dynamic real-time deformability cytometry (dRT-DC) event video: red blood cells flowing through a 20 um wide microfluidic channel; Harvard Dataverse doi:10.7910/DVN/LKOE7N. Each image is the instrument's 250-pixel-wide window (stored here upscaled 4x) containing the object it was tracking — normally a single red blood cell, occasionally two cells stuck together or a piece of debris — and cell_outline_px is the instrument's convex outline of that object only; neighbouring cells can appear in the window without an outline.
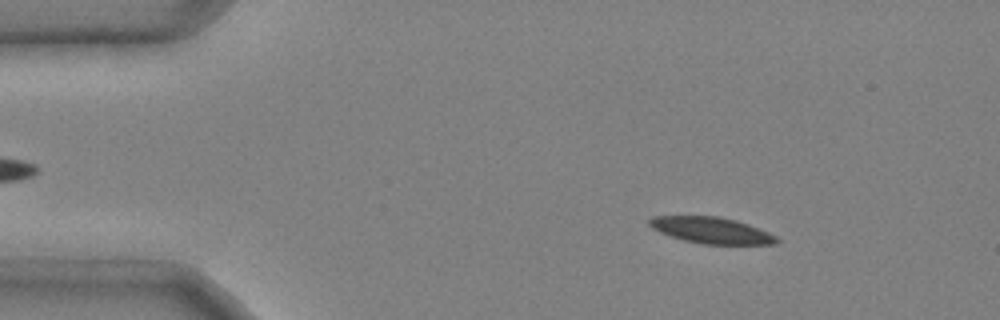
{"species": "common noctule bat (a hibernating species)", "species_latin": "Nyctalus noctula", "temperature_condition": "cold", "stored_images_in_passage": 47, "camera_frame_rate_fps": 3000, "um_per_image_px": 0.085, "animal": {"sex": "male", "body_mass_g": 20.4}, "frame": {"image": 1, "passage_image": 6, "time_ms": 1.667, "image_size_px": [1000, 320], "cell_outline_px": [[780, 240], [776, 244], [700, 244], [684, 240], [660, 232], [652, 228], [648, 224], [648, 220], [652, 216], [716, 216], [736, 220], [748, 224], [768, 232], [776, 236]], "centroid_in_image_um": [60.46, 19.57], "position_along_channel_um": 24.5, "area_um2": 19.42}}
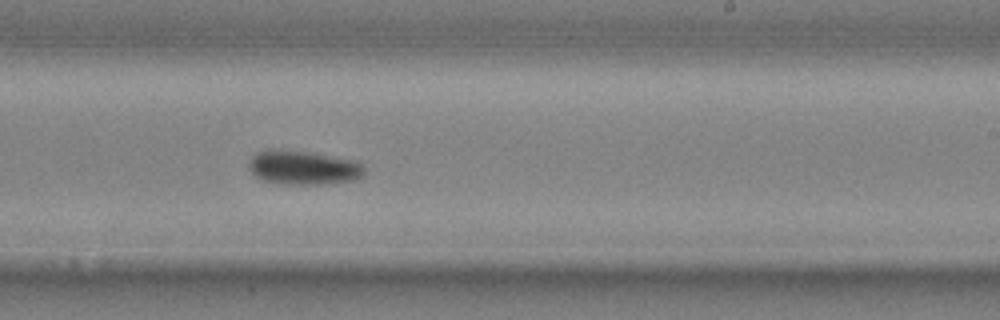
{"frame": {"image": 2, "passage_image": 29, "time_ms": 9.333, "image_size_px": [1000, 320], "cell_outline_px": [[364, 176], [356, 180], [328, 184], [280, 184], [264, 180], [256, 176], [248, 168], [248, 164], [252, 156], [256, 152], [268, 148], [272, 148], [312, 152], [356, 160], [364, 168]], "centroid_in_image_um": [25.78, 14.23], "position_along_channel_um": 263.2, "area_um2": 23.41}}
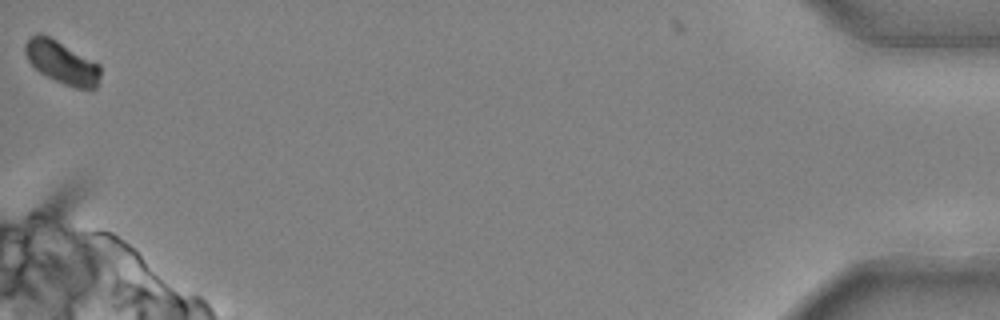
{"frame": {"image": 3, "passage_image": 47, "time_ms": 15.333, "image_size_px": [1000, 320], "cell_outline_px": [[100, 76], [96, 88], [92, 92], [76, 88], [64, 84], [40, 72], [28, 60], [24, 52], [24, 44], [28, 36], [36, 32], [40, 32], [56, 40], [100, 64]], "centroid_in_image_um": [5.26, 5.3], "position_along_channel_um": 429.9, "area_um2": 18.96}, "authors_computed_cell_mechanics": {"area_um2": 20.8658, "velocity_mm_per_s": 3.961, "shape_relaxation_time_tau1_ms": 2.657, "shape_relaxation_time_tau2_ms": null, "deformation_change_tau1": 0.0818, "deformation_change_tau2": null}}